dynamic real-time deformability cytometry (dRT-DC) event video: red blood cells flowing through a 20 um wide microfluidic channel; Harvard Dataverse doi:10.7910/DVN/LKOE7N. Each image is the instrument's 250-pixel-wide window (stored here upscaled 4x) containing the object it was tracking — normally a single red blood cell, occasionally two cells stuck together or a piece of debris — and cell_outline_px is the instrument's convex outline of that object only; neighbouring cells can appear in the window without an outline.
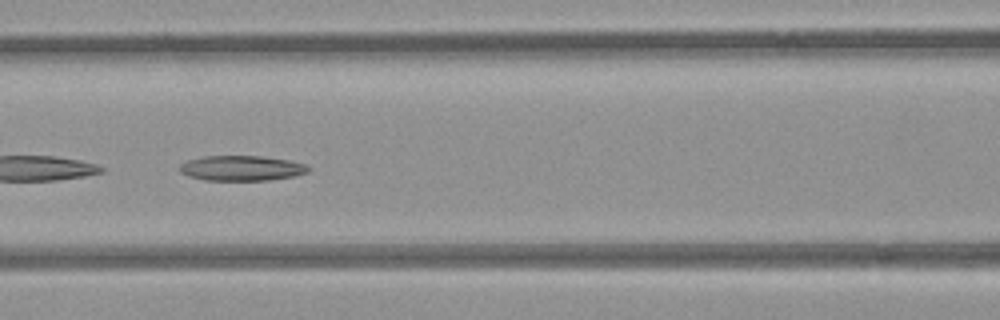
{"species": "common noctule bat (a hibernating species)", "species_latin": "Nyctalus noctula", "temperature_condition": "room temperature", "stored_images_in_passage": 37, "camera_frame_rate_fps": 3000, "um_per_image_px": 0.085, "animal": {"sex": "female", "body_mass_g": 21.9}, "frame": {"image": 1, "passage_image": 8, "time_ms": 2.333, "image_size_px": [1000, 320], "cell_outline_px": [[312, 168], [308, 172], [296, 176], [268, 180], [204, 180], [188, 176], [180, 172], [180, 164], [188, 160], [204, 156], [260, 156], [288, 160], [304, 164]], "centroid_in_image_um": [20.54, 14.3], "position_along_channel_um": 146.1, "area_um2": 18.84}}
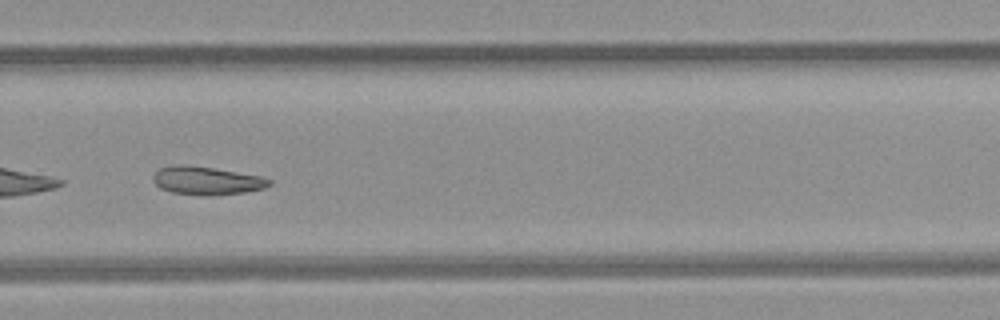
{"frame": {"image": 2, "passage_image": 21, "time_ms": 6.667, "image_size_px": [1000, 320], "cell_outline_px": [[272, 184], [264, 188], [248, 192], [212, 196], [204, 196], [172, 192], [160, 188], [152, 180], [152, 176], [160, 168], [176, 164], [188, 164], [260, 176], [272, 180]], "centroid_in_image_um": [17.57, 15.36], "position_along_channel_um": 312.2, "area_um2": 19.25}}
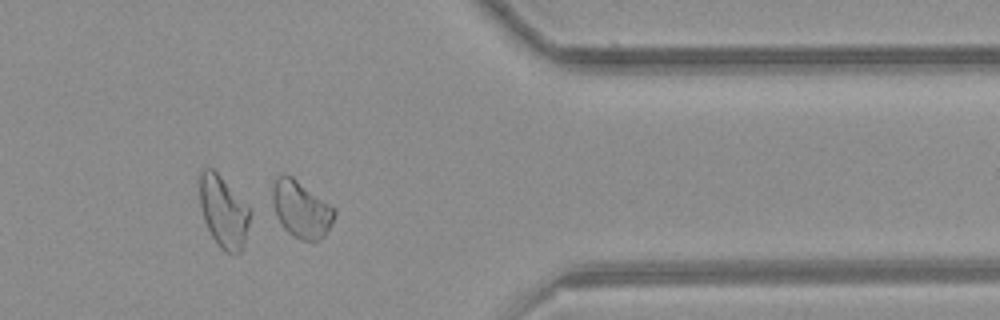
{"frame": {"image": 3, "passage_image": 28, "time_ms": 9.0, "image_size_px": [1000, 320], "cell_outline_px": [[336, 212], [332, 224], [324, 236], [316, 240], [300, 240], [292, 236], [280, 224], [276, 216], [272, 204], [272, 184], [276, 176], [280, 172], [284, 172], [292, 176], [336, 208]], "centroid_in_image_um": [25.57, 17.75], "position_along_channel_um": 385.8, "area_um2": 20.92}}